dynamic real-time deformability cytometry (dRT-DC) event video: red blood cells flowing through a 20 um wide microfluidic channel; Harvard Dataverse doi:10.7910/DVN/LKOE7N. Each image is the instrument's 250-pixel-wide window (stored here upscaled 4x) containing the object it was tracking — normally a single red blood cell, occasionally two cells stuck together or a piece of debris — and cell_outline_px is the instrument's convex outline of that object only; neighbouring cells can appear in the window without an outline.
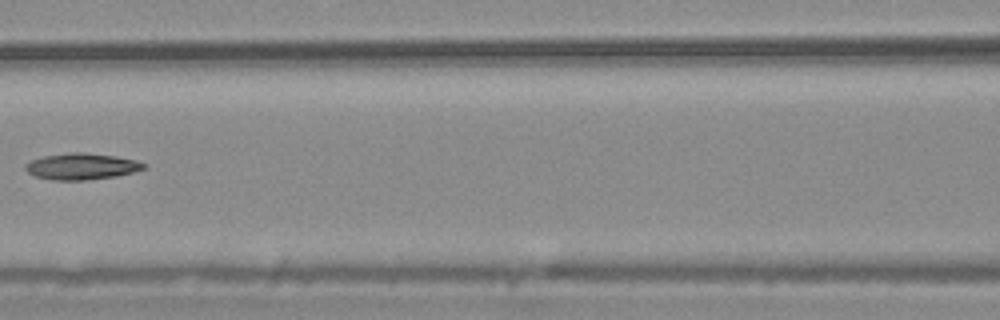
{"species": "common noctule bat (a hibernating species)", "species_latin": "Nyctalus noctula", "temperature_condition": "warm", "stored_images_in_passage": 7, "camera_frame_rate_fps": 3000, "um_per_image_px": 0.085, "animal": {"sex": "male", "body_mass_g": 20.4}, "frame": {"image": 1, "passage_image": 7, "time_ms": 2.0, "image_size_px": [1000, 320], "cell_outline_px": [[148, 164], [144, 168], [132, 172], [116, 176], [84, 180], [52, 180], [36, 176], [28, 172], [24, 168], [24, 164], [32, 160], [44, 156], [68, 152], [84, 152], [116, 156], [136, 160]], "centroid_in_image_um": [6.93, 14.13], "position_along_channel_um": 159.7, "area_um2": 18.15}}